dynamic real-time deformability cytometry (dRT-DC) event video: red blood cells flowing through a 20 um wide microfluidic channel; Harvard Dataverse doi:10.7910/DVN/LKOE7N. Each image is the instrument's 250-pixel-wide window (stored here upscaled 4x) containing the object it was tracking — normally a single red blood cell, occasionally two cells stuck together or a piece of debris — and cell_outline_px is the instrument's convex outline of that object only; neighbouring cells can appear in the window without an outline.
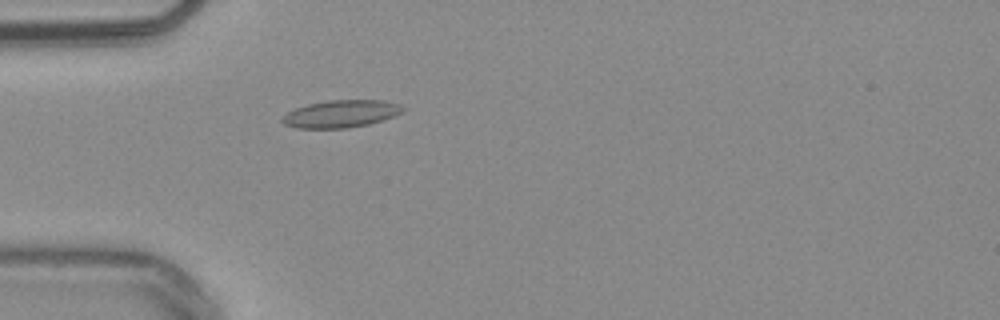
{"species": "common noctule bat (a hibernating species)", "species_latin": "Nyctalus noctula", "temperature_condition": "warm", "stored_images_in_passage": 53, "camera_frame_rate_fps": 3000, "um_per_image_px": 0.085, "animal": {"sex": "male", "body_mass_g": 20.4}, "frame": {"image": 1, "passage_image": 16, "time_ms": 5.0, "image_size_px": [1000, 320], "cell_outline_px": [[408, 108], [404, 112], [396, 116], [368, 124], [348, 128], [296, 128], [284, 124], [280, 120], [288, 112], [296, 108], [308, 104], [328, 100], [384, 100], [400, 104]], "centroid_in_image_um": [29.05, 9.67], "position_along_channel_um": 56.0, "area_um2": 19.42}}
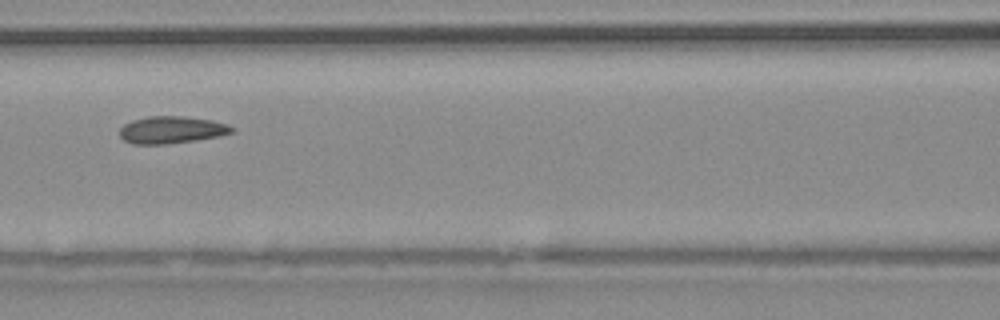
{"frame": {"image": 2, "passage_image": 24, "time_ms": 7.667, "image_size_px": [1000, 320], "cell_outline_px": [[236, 132], [220, 136], [196, 140], [164, 144], [132, 144], [124, 140], [120, 136], [120, 128], [124, 124], [132, 120], [148, 116], [180, 116], [212, 120], [228, 124], [236, 128]], "centroid_in_image_um": [14.62, 11.04], "position_along_channel_um": 152.0, "area_um2": 17.92}}
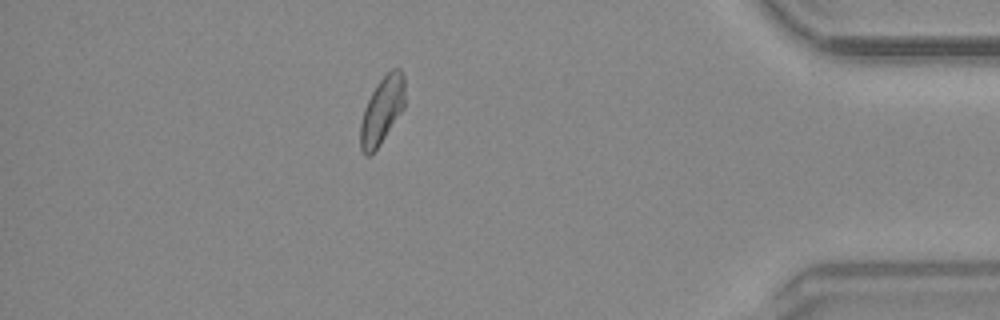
{"frame": {"image": 3, "passage_image": 47, "time_ms": 15.333, "image_size_px": [1000, 320], "cell_outline_px": [[404, 108], [380, 144], [368, 156], [364, 156], [360, 148], [360, 124], [364, 108], [376, 84], [392, 68], [400, 68], [404, 76]], "centroid_in_image_um": [32.46, 9.38], "position_along_channel_um": 402.7, "area_um2": 17.28}, "authors_computed_cell_mechanics": {"area_um2": 17.918, "velocity_mm_per_s": 3.8032, "shape_relaxation_time_tau1_ms": 9.4446, "shape_relaxation_time_tau2_ms": 1.6277, "deformation_change_tau1": 0.1441, "deformation_change_tau2": 0.0792}}